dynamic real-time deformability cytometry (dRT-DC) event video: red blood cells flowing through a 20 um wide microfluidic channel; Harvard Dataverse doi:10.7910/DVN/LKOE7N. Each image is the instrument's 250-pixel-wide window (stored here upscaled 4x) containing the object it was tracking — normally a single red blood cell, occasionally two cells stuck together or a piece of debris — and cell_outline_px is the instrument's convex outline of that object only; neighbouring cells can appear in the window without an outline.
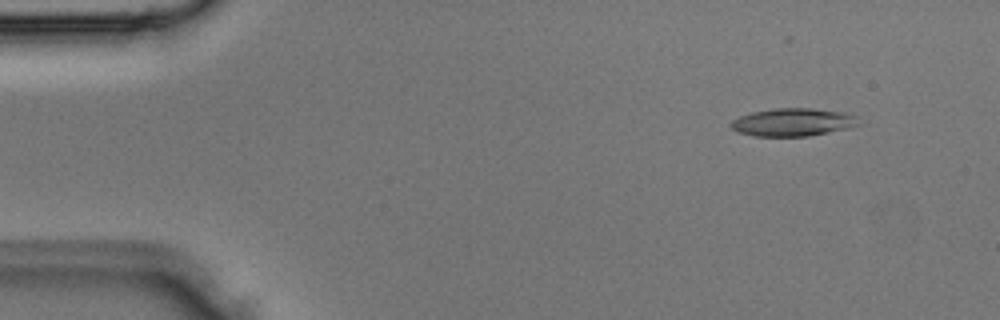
{"species": "Egyptian fruit bat (a non-hibernating species)", "species_latin": "Rousettus aegyptiacus", "temperature_condition": "room temperature", "stored_images_in_passage": 4, "camera_frame_rate_fps": 3000, "um_per_image_px": 0.085, "animal": {"sex": "male"}, "frame": {"image": 1, "passage_image": 4, "time_ms": 1.0, "image_size_px": [1000, 320], "cell_outline_px": [[864, 124], [848, 128], [808, 136], [756, 136], [736, 132], [728, 124], [732, 120], [740, 116], [752, 112], [772, 108], [812, 108], [848, 112], [860, 116]], "centroid_in_image_um": [67.48, 10.37], "position_along_channel_um": 17.5, "area_um2": 21.27}}